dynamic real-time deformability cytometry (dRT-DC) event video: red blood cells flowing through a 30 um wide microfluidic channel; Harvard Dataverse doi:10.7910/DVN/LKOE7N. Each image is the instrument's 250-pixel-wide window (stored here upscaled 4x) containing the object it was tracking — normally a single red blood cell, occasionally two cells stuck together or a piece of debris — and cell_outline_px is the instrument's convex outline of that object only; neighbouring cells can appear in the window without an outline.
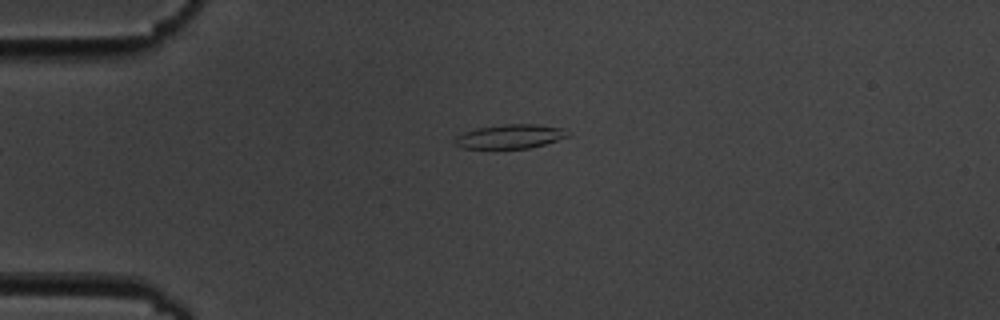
{"species": "common noctule bat (a hibernating species)", "species_latin": "Nyctalus noctula", "temperature_condition": "cold", "stored_images_in_passage": 4, "camera_frame_rate_fps": 3000, "um_per_image_px": 0.085, "animal": {"sex": "male", "body_mass_g": 19.5, "forearm_length_mm": 54.6}, "frame": {"image": 1, "passage_image": 4, "time_ms": 3.667, "image_size_px": [1000, 320], "cell_outline_px": [[572, 136], [544, 144], [528, 148], [464, 148], [456, 144], [452, 140], [456, 136], [464, 132], [476, 128], [504, 124], [536, 124], [564, 128]], "centroid_in_image_um": [43.39, 11.59], "position_along_channel_um": 41.6, "area_um2": 15.9}}